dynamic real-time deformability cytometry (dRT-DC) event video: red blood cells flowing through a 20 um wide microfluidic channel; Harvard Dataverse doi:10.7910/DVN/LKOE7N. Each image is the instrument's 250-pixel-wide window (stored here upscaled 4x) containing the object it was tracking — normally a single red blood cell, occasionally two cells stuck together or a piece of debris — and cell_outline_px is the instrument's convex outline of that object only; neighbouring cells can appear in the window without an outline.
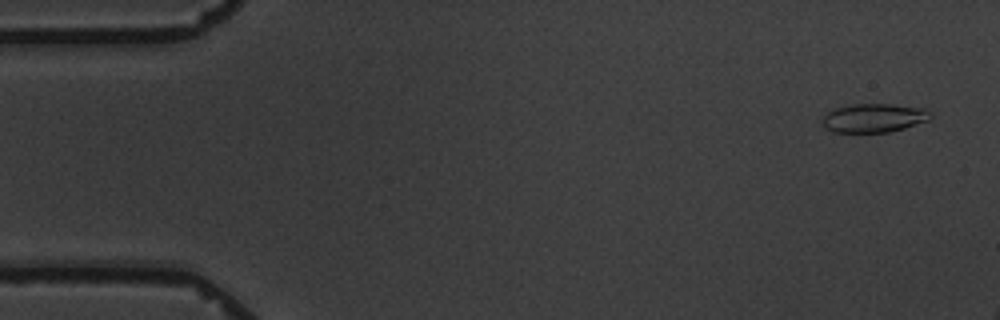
{"species": "common noctule bat (a hibernating species)", "species_latin": "Nyctalus noctula", "temperature_condition": "warm", "stored_images_in_passage": 4, "camera_frame_rate_fps": 3000, "um_per_image_px": 0.085, "animal": {"sex": "male", "body_mass_g": 19.5, "forearm_length_mm": 54.6}, "frame": {"image": 1, "passage_image": 1, "time_ms": 0.0, "image_size_px": [1000, 320], "cell_outline_px": [[932, 116], [928, 120], [904, 128], [888, 132], [832, 132], [824, 128], [820, 120], [828, 112], [836, 108], [852, 104], [892, 104], [928, 108], [932, 112]], "centroid_in_image_um": [74.29, 10.02], "position_along_channel_um": 10.7, "area_um2": 18.32}}